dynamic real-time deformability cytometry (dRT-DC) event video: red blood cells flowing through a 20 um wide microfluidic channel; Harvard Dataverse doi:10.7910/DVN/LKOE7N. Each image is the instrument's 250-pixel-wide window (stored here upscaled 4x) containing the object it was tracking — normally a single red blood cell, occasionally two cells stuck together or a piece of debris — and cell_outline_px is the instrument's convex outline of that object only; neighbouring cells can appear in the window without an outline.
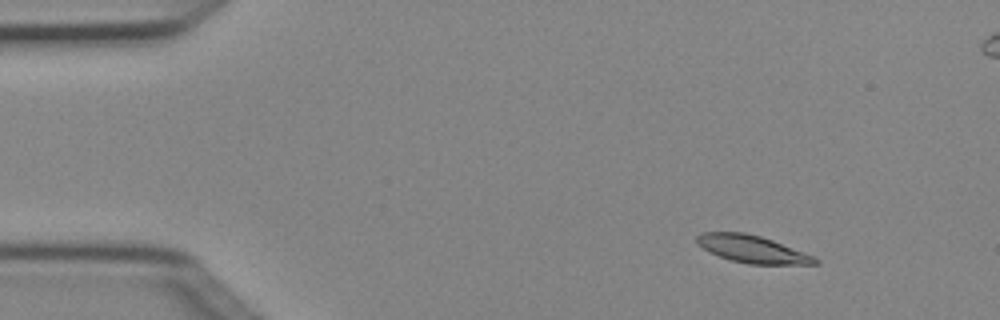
{"species": "Egyptian fruit bat (a non-hibernating species)", "species_latin": "Rousettus aegyptiacus", "temperature_condition": "cold", "stored_images_in_passage": 4, "camera_frame_rate_fps": 3000, "um_per_image_px": 0.085, "animal": {"sex": "female"}, "frame": {"image": 1, "passage_image": 1, "time_ms": 0.0, "image_size_px": [1000, 320], "cell_outline_px": [[820, 264], [748, 264], [732, 260], [720, 256], [696, 244], [696, 236], [700, 232], [744, 232], [760, 236], [772, 240], [816, 256], [820, 260]], "centroid_in_image_um": [63.98, 21.17], "position_along_channel_um": 21.0, "area_um2": 18.84}}
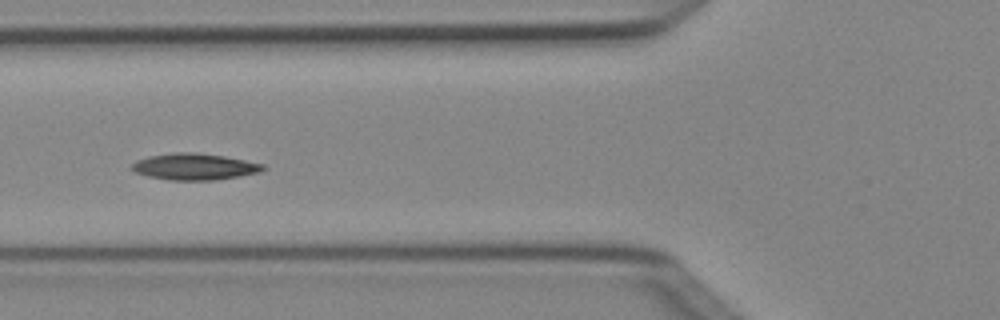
{"frame": {"image": 2, "passage_image": 4, "time_ms": 1.0, "image_size_px": [1000, 320], "cell_outline_px": [[268, 168], [260, 172], [240, 176], [216, 180], [168, 180], [148, 176], [136, 172], [128, 168], [136, 160], [148, 156], [172, 152], [196, 152], [224, 156], [264, 164]], "centroid_in_image_um": [16.52, 14.16], "position_along_channel_um": 109.3, "area_um2": 20.46}}